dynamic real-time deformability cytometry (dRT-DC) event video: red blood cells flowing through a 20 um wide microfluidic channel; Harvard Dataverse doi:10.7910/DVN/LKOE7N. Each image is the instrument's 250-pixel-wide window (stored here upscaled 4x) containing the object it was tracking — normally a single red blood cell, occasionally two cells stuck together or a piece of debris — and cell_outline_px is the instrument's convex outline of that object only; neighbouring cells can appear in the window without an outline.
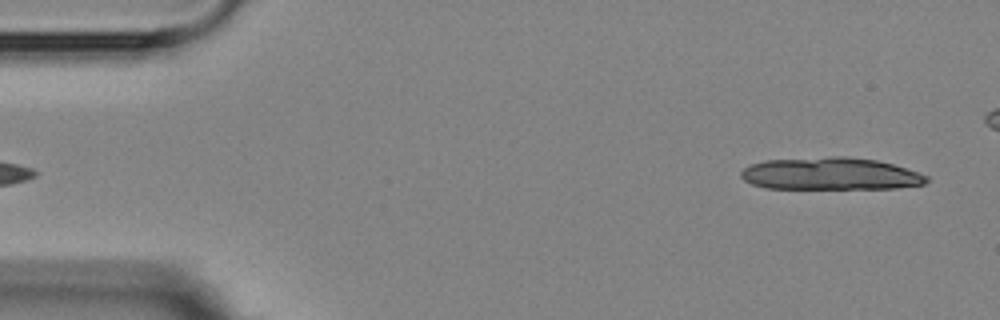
{"species": "Egyptian fruit bat (a non-hibernating species)", "species_latin": "Rousettus aegyptiacus", "temperature_condition": "room temperature", "stored_images_in_passage": 4, "segment_of_instrument_passage": [2, 2], "camera_frame_rate_fps": 3000, "um_per_image_px": 0.085, "animal": {"sex": "female"}, "frame": {"image": 1, "passage_image": 4, "time_ms": 3.333, "image_size_px": [1000, 320], "cell_outline_px": [[928, 180], [924, 184], [896, 188], [764, 188], [752, 184], [744, 180], [740, 176], [740, 172], [748, 164], [764, 160], [832, 156], [844, 156], [876, 160], [892, 164], [928, 176]], "centroid_in_image_um": [70.52, 14.76], "position_along_channel_um": 14.5, "area_um2": 34.91}}